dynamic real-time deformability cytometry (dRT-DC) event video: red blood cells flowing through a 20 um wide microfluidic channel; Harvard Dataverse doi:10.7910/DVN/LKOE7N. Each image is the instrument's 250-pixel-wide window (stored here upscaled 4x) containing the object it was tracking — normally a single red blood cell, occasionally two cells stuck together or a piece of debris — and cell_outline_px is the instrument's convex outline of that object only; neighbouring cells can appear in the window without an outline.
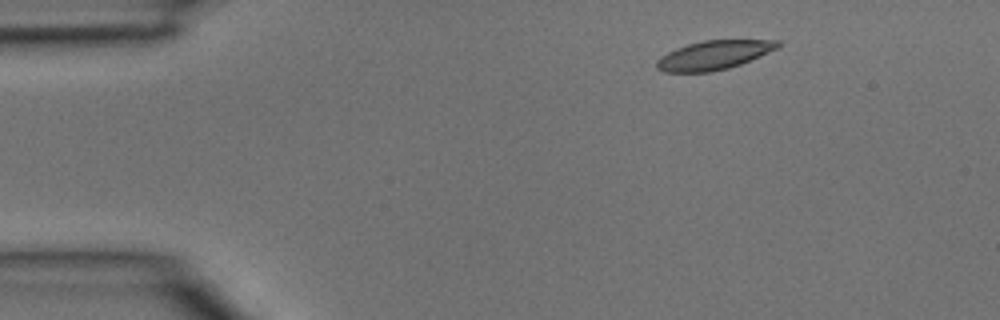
{"species": "common noctule bat (a hibernating species)", "species_latin": "Nyctalus noctula", "temperature_condition": "room temperature", "stored_images_in_passage": 4, "camera_frame_rate_fps": 3000, "um_per_image_px": 0.085, "animal": {"sex": "male", "body_mass_g": 15.6}, "frame": {"image": 1, "passage_image": 1, "time_ms": 0.0, "image_size_px": [1000, 320], "cell_outline_px": [[780, 48], [740, 64], [728, 68], [708, 72], [664, 72], [656, 68], [656, 60], [660, 56], [676, 48], [688, 44], [704, 40], [780, 40]], "centroid_in_image_um": [60.67, 4.68], "position_along_channel_um": 24.3, "area_um2": 20.46}}